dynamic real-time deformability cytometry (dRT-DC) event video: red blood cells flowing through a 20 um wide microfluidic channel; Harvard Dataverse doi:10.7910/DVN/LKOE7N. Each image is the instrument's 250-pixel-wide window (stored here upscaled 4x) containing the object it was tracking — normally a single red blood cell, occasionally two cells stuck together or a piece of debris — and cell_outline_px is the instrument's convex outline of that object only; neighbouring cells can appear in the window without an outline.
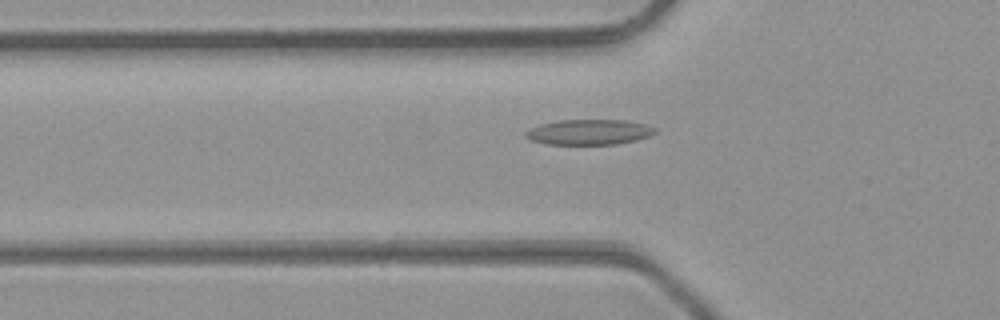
{"species": "common noctule bat (a hibernating species)", "species_latin": "Nyctalus noctula", "temperature_condition": "room temperature", "stored_images_in_passage": 30, "camera_frame_rate_fps": 3000, "um_per_image_px": 0.085, "animal": {"sex": "male", "body_mass_g": 23.1, "forearm_length_mm": 52.7}, "frame": {"image": 1, "passage_image": 4, "time_ms": 1.0, "image_size_px": [1000, 320], "cell_outline_px": [[656, 132], [648, 136], [636, 140], [616, 144], [548, 144], [532, 140], [524, 136], [524, 132], [540, 124], [560, 120], [628, 120], [644, 124], [656, 128]], "centroid_in_image_um": [50.08, 11.22], "position_along_channel_um": 75.7, "area_um2": 18.96}}
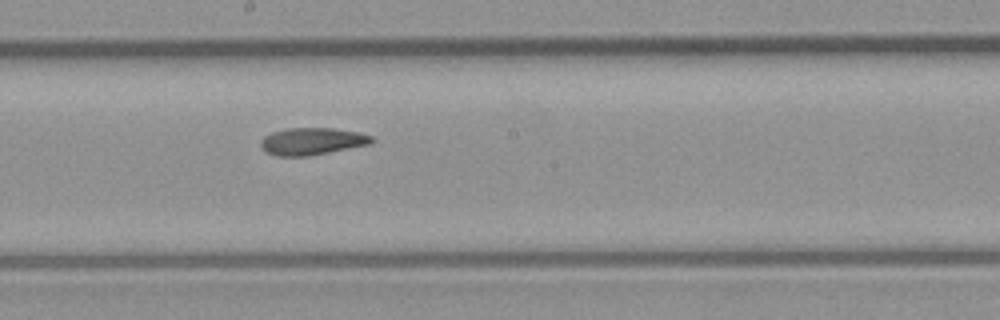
{"frame": {"image": 2, "passage_image": 14, "time_ms": 4.333, "image_size_px": [1000, 320], "cell_outline_px": [[372, 140], [368, 144], [308, 156], [276, 156], [268, 152], [260, 144], [260, 140], [264, 136], [272, 132], [288, 128], [332, 128], [360, 132], [372, 136]], "centroid_in_image_um": [26.49, 12.0], "position_along_channel_um": 221.7, "area_um2": 17.28}}
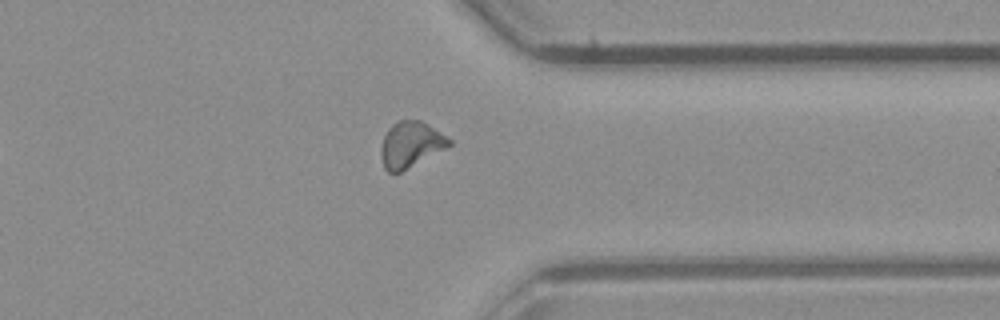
{"frame": {"image": 3, "passage_image": 25, "time_ms": 8.0, "image_size_px": [1000, 320], "cell_outline_px": [[452, 144], [448, 148], [400, 172], [388, 172], [384, 168], [380, 156], [380, 148], [384, 136], [388, 128], [396, 120], [420, 120], [428, 124], [452, 140]], "centroid_in_image_um": [34.9, 12.28], "position_along_channel_um": 376.5, "area_um2": 18.38}, "authors_computed_cell_mechanics": {"area_um2": 17.4845, "velocity_mm_per_s": 4.3371, "shape_relaxation_time_tau1_ms": null, "shape_relaxation_time_tau2_ms": 3.6736, "deformation_change_tau1": null, "deformation_change_tau2": 0.1148}}